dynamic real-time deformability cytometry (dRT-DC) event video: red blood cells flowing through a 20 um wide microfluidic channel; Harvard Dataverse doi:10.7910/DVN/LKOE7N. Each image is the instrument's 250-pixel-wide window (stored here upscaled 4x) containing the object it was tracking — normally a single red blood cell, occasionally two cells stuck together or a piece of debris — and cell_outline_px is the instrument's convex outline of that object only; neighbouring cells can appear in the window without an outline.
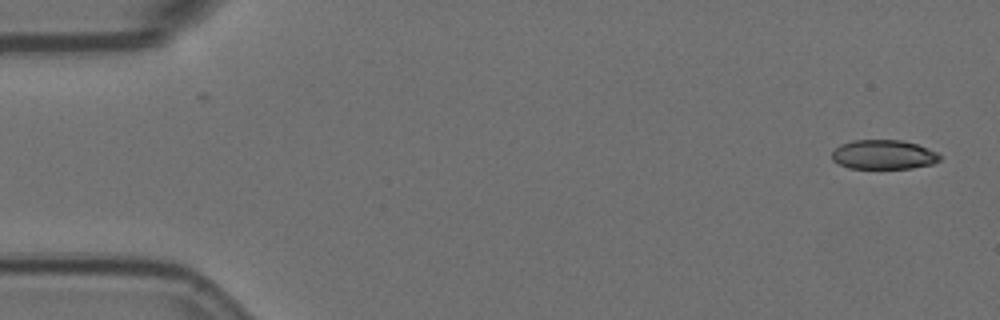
{"species": "Egyptian fruit bat (a non-hibernating species)", "species_latin": "Rousettus aegyptiacus", "temperature_condition": "room temperature", "stored_images_in_passage": 6, "segment_of_instrument_passage": [1, 2], "camera_frame_rate_fps": 3000, "um_per_image_px": 0.085, "animal": {"sex": "female"}, "frame": {"image": 1, "passage_image": 1, "time_ms": 0.0, "image_size_px": [1000, 320], "cell_outline_px": [[940, 160], [932, 164], [912, 168], [848, 168], [832, 160], [832, 152], [840, 144], [852, 140], [900, 140], [916, 144], [936, 152], [940, 156]], "centroid_in_image_um": [75.08, 13.14], "position_along_channel_um": 9.9, "area_um2": 18.32}}
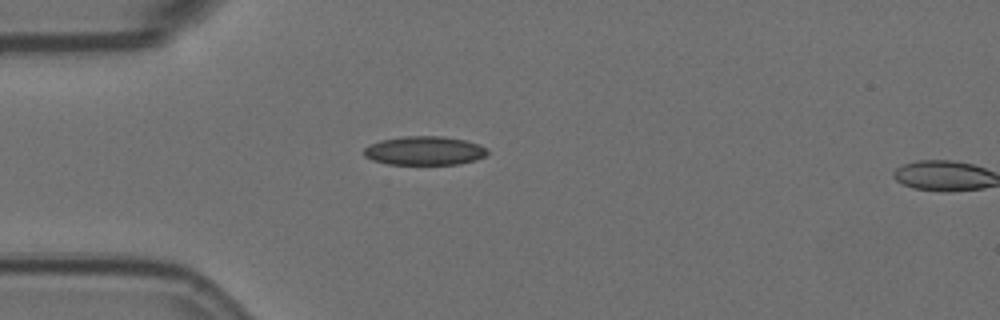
{"frame": {"image": 2, "passage_image": 5, "time_ms": 1.333, "image_size_px": [1000, 320], "cell_outline_px": [[488, 152], [484, 156], [476, 160], [460, 164], [388, 164], [372, 160], [364, 156], [364, 148], [380, 140], [404, 136], [440, 136], [464, 140], [480, 144], [488, 148]], "centroid_in_image_um": [36.1, 12.81], "position_along_channel_um": 48.9, "area_um2": 20.75}}